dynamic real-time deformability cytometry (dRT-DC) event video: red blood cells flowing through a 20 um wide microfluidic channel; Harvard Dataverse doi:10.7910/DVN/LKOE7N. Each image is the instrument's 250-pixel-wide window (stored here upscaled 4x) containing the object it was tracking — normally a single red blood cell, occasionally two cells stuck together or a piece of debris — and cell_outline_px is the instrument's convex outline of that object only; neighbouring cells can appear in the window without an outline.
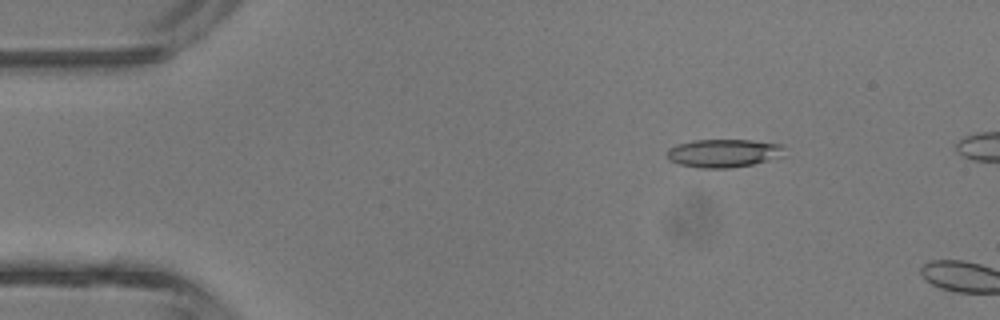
{"species": "common noctule bat (a hibernating species)", "species_latin": "Nyctalus noctula", "temperature_condition": "room temperature", "stored_images_in_passage": 8, "camera_frame_rate_fps": 3000, "um_per_image_px": 0.085, "animal": {"sex": "male", "body_mass_g": 13.3}, "frame": {"image": 1, "passage_image": 6, "time_ms": 1.667, "image_size_px": [1000, 320], "cell_outline_px": [[784, 156], [752, 164], [728, 168], [696, 168], [680, 164], [668, 160], [668, 148], [676, 144], [692, 140], [752, 140], [784, 144]], "centroid_in_image_um": [61.51, 13.01], "position_along_channel_um": 23.5, "area_um2": 19.48}}